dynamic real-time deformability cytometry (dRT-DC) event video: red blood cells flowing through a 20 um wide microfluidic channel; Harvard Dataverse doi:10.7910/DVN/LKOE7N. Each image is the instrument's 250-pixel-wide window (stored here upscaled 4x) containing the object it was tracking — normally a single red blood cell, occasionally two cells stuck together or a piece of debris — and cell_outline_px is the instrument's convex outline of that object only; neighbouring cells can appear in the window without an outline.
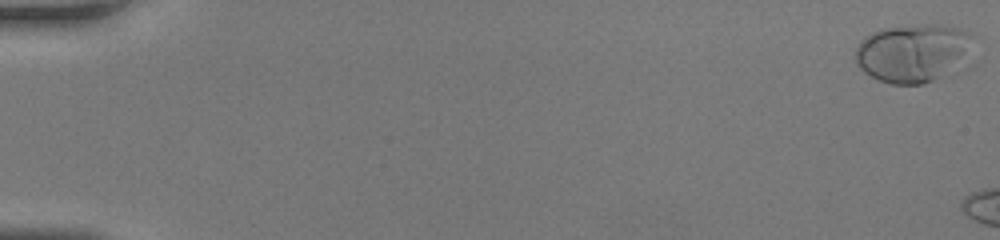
{"species": "human", "species_latin": "Homo sapiens", "temperature_condition": "room temperature", "stored_images_in_passage": 8, "camera_frame_rate_fps": 3000, "um_per_image_px": 0.085, "donor": {"sex": "female"}, "frame": {"image": 1, "passage_image": 1, "time_ms": 0.0, "image_size_px": [1000, 240], "cell_outline_px": [[968, 32], [960, 60], [940, 76], [924, 84], [892, 84], [880, 80], [864, 72], [856, 64], [856, 48], [860, 40], [864, 36], [872, 32], [884, 28], [928, 24], [940, 24], [956, 28]], "centroid_in_image_um": [77.39, 4.49], "position_along_channel_um": 7.6, "area_um2": 38.09}}